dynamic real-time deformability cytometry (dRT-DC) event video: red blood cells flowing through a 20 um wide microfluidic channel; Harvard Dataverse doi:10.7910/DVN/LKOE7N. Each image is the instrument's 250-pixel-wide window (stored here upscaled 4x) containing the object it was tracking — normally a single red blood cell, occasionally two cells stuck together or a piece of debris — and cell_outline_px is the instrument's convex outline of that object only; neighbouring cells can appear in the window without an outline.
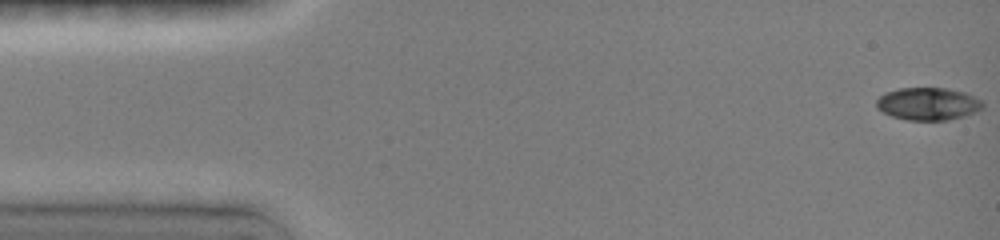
{"species": "common noctule bat (a hibernating species)", "species_latin": "Nyctalus noctula", "temperature_condition": "room temperature", "stored_images_in_passage": 9, "camera_frame_rate_fps": 3000, "um_per_image_px": 0.085, "animal": {"sex": "female", "body_mass_g": 19.0, "forearm_length_mm": 51.5}, "frame": {"image": 1, "passage_image": 1, "time_ms": 0.0, "image_size_px": [1000, 240], "cell_outline_px": [[984, 108], [976, 112], [964, 116], [948, 120], [908, 120], [892, 116], [876, 108], [876, 100], [884, 92], [900, 88], [944, 88], [964, 92], [980, 100], [984, 104]], "centroid_in_image_um": [78.87, 8.83], "position_along_channel_um": 6.1, "area_um2": 20.17}}
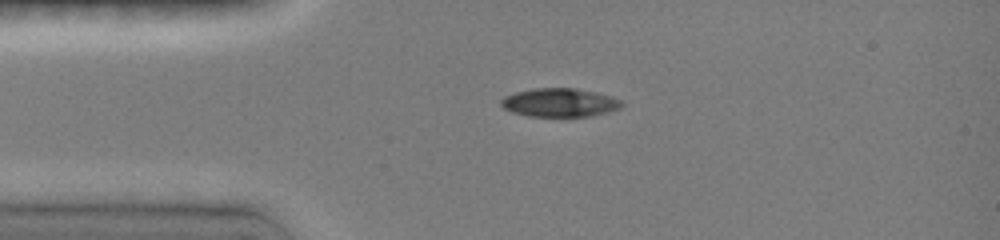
{"frame": {"image": 2, "passage_image": 7, "time_ms": 3.333, "image_size_px": [1000, 240], "cell_outline_px": [[624, 104], [620, 108], [608, 112], [592, 116], [528, 116], [512, 112], [504, 108], [500, 104], [500, 100], [504, 96], [516, 92], [532, 88], [576, 88], [596, 92], [612, 96], [620, 100]], "centroid_in_image_um": [47.57, 8.71], "position_along_channel_um": 37.4, "area_um2": 20.17}}